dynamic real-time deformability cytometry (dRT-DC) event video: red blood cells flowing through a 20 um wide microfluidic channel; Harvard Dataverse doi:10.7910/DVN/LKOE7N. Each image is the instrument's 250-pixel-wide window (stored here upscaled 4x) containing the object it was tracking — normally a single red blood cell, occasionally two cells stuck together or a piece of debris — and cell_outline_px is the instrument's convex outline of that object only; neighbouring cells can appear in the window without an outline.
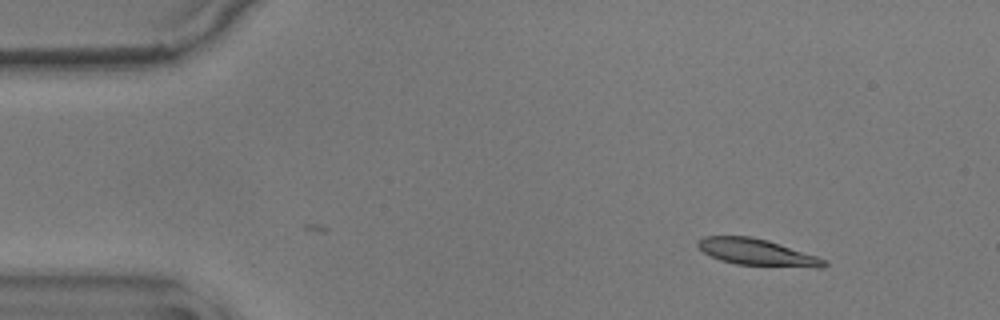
{"species": "common noctule bat (a hibernating species)", "species_latin": "Nyctalus noctula", "temperature_condition": "warm", "stored_images_in_passage": 44, "camera_frame_rate_fps": 3000, "um_per_image_px": 0.085, "animal": {"sex": "male", "body_mass_g": 17.9}, "frame": {"image": 1, "passage_image": 1, "time_ms": 0.0, "image_size_px": [1000, 320], "cell_outline_px": [[828, 264], [824, 268], [816, 268], [736, 264], [720, 260], [704, 252], [696, 244], [704, 236], [752, 236], [768, 240], [828, 260]], "centroid_in_image_um": [64.4, 21.45], "position_along_channel_um": 20.6, "area_um2": 19.54}}
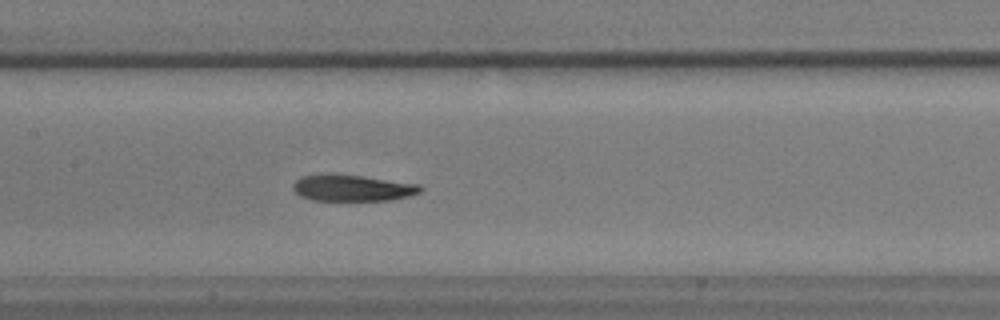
{"frame": {"image": 2, "passage_image": 21, "time_ms": 6.667, "image_size_px": [1000, 320], "cell_outline_px": [[424, 188], [420, 192], [408, 196], [388, 200], [312, 200], [300, 196], [292, 188], [292, 184], [300, 176], [328, 172], [364, 176], [420, 184]], "centroid_in_image_um": [29.91, 15.95], "position_along_channel_um": 177.5, "area_um2": 19.94}}
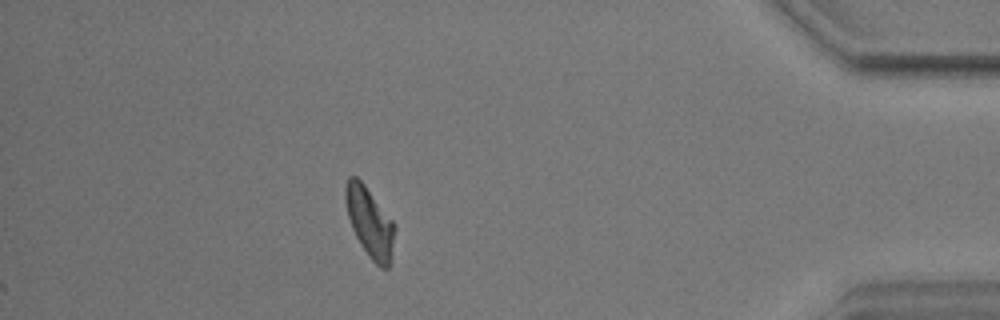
{"frame": {"image": 3, "passage_image": 44, "time_ms": 14.333, "image_size_px": [1000, 320], "cell_outline_px": [[396, 228], [388, 268], [380, 268], [368, 256], [360, 244], [352, 228], [348, 216], [344, 196], [344, 188], [348, 176], [356, 176], [364, 184], [396, 224]], "centroid_in_image_um": [31.42, 18.87], "position_along_channel_um": 403.8, "area_um2": 20.0}, "authors_computed_cell_mechanics": {"area_um2": 19.8543, "velocity_mm_per_s": 3.564, "shape_relaxation_time_tau1_ms": 5.3038, "shape_relaxation_time_tau2_ms": 2.1041, "deformation_change_tau1": 0.1716, "deformation_change_tau2": 0.1052}}